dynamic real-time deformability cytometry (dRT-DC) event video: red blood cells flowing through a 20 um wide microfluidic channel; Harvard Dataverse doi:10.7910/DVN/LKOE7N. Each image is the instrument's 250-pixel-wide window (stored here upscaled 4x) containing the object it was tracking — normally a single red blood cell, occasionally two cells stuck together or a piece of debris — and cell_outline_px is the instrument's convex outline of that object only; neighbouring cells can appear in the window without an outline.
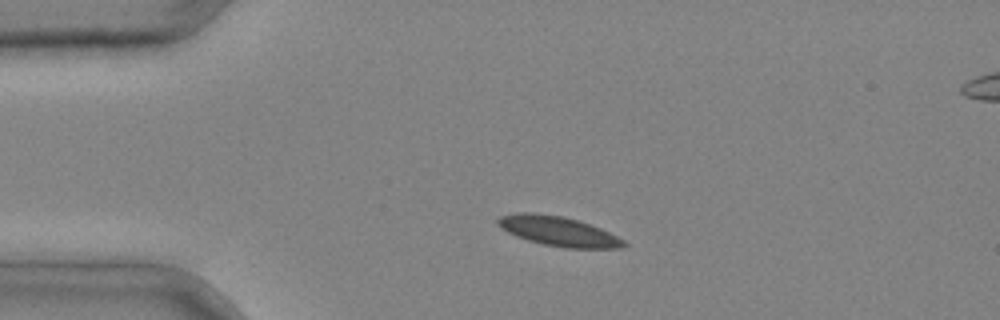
{"species": "common noctule bat (a hibernating species)", "species_latin": "Nyctalus noctula", "temperature_condition": "cold", "stored_images_in_passage": 3, "segment_of_instrument_passage": [1, 2], "camera_frame_rate_fps": 3000, "um_per_image_px": 0.085, "animal": {"sex": "male", "body_mass_g": 20.4}, "frame": {"image": 1, "passage_image": 1, "time_ms": 0.0, "image_size_px": [1000, 320], "cell_outline_px": [[628, 244], [620, 248], [564, 248], [544, 244], [528, 240], [516, 236], [500, 228], [496, 224], [496, 220], [500, 216], [520, 212], [536, 212], [564, 216], [600, 228], [624, 240]], "centroid_in_image_um": [47.42, 19.64], "position_along_channel_um": 37.6, "area_um2": 21.73}}